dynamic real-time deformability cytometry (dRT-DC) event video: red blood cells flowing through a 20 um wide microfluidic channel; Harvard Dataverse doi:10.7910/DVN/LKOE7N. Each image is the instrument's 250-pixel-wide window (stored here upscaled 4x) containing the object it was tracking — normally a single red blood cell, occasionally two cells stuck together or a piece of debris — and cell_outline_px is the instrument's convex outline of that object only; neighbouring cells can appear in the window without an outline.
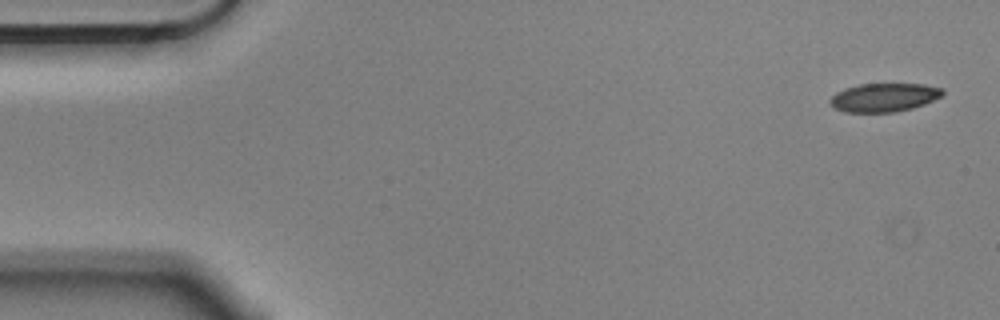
{"species": "Egyptian fruit bat (a non-hibernating species)", "species_latin": "Rousettus aegyptiacus", "temperature_condition": "cold", "stored_images_in_passage": 5, "camera_frame_rate_fps": 3000, "um_per_image_px": 0.085, "animal": {"sex": "male"}, "frame": {"image": 1, "passage_image": 1, "time_ms": 0.0, "image_size_px": [1000, 320], "cell_outline_px": [[944, 92], [940, 96], [924, 104], [912, 108], [896, 112], [844, 112], [836, 108], [828, 100], [836, 92], [844, 88], [860, 84], [924, 84], [944, 88]], "centroid_in_image_um": [75.14, 8.27], "position_along_channel_um": 9.9, "area_um2": 18.67}}
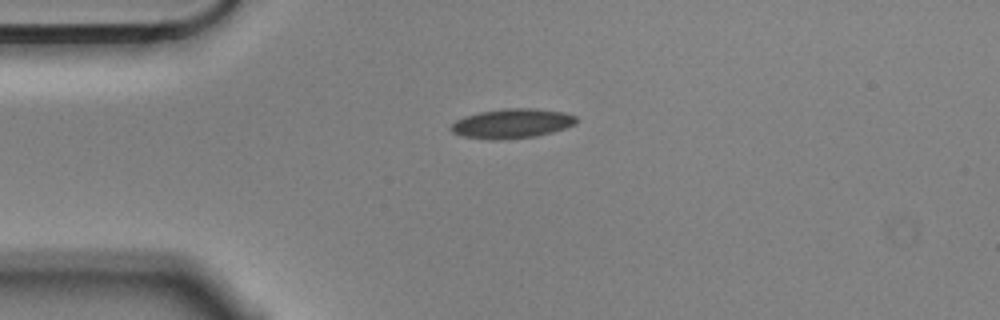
{"frame": {"image": 2, "passage_image": 4, "time_ms": 1.0, "image_size_px": [1000, 320], "cell_outline_px": [[576, 124], [552, 132], [536, 136], [500, 140], [488, 140], [460, 136], [452, 132], [448, 128], [456, 120], [464, 116], [480, 112], [504, 108], [536, 108], [564, 112], [576, 116]], "centroid_in_image_um": [43.48, 10.5], "position_along_channel_um": 41.5, "area_um2": 21.79}}